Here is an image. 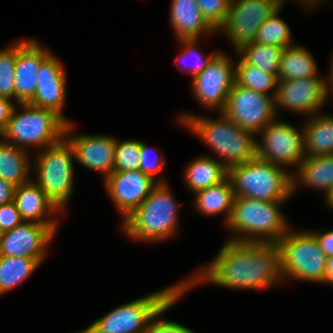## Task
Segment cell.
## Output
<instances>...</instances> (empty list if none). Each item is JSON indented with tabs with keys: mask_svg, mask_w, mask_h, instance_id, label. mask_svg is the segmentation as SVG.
I'll use <instances>...</instances> for the list:
<instances>
[{
	"mask_svg": "<svg viewBox=\"0 0 333 333\" xmlns=\"http://www.w3.org/2000/svg\"><path fill=\"white\" fill-rule=\"evenodd\" d=\"M325 198H326V203L328 204V206L333 208V187Z\"/></svg>",
	"mask_w": 333,
	"mask_h": 333,
	"instance_id": "ee69618b",
	"label": "cell"
},
{
	"mask_svg": "<svg viewBox=\"0 0 333 333\" xmlns=\"http://www.w3.org/2000/svg\"><path fill=\"white\" fill-rule=\"evenodd\" d=\"M317 239L320 249L327 257L333 255V230L327 232H311Z\"/></svg>",
	"mask_w": 333,
	"mask_h": 333,
	"instance_id": "ab89813d",
	"label": "cell"
},
{
	"mask_svg": "<svg viewBox=\"0 0 333 333\" xmlns=\"http://www.w3.org/2000/svg\"><path fill=\"white\" fill-rule=\"evenodd\" d=\"M40 264L33 258L0 256V295L25 281Z\"/></svg>",
	"mask_w": 333,
	"mask_h": 333,
	"instance_id": "83f0119b",
	"label": "cell"
},
{
	"mask_svg": "<svg viewBox=\"0 0 333 333\" xmlns=\"http://www.w3.org/2000/svg\"><path fill=\"white\" fill-rule=\"evenodd\" d=\"M179 121L221 156L227 169L257 157L255 134L241 129L223 113L218 120L185 113Z\"/></svg>",
	"mask_w": 333,
	"mask_h": 333,
	"instance_id": "7a4b0ae2",
	"label": "cell"
},
{
	"mask_svg": "<svg viewBox=\"0 0 333 333\" xmlns=\"http://www.w3.org/2000/svg\"><path fill=\"white\" fill-rule=\"evenodd\" d=\"M19 107L22 113L17 112L15 106L7 128L0 135L8 140L6 142L25 150L29 145L43 150L64 138L67 122L55 111L30 103H19Z\"/></svg>",
	"mask_w": 333,
	"mask_h": 333,
	"instance_id": "8992f818",
	"label": "cell"
},
{
	"mask_svg": "<svg viewBox=\"0 0 333 333\" xmlns=\"http://www.w3.org/2000/svg\"><path fill=\"white\" fill-rule=\"evenodd\" d=\"M171 25L180 39H198L201 33L216 30L206 21L196 0H172Z\"/></svg>",
	"mask_w": 333,
	"mask_h": 333,
	"instance_id": "44dd1931",
	"label": "cell"
},
{
	"mask_svg": "<svg viewBox=\"0 0 333 333\" xmlns=\"http://www.w3.org/2000/svg\"><path fill=\"white\" fill-rule=\"evenodd\" d=\"M23 221L14 201L0 205V234L10 231Z\"/></svg>",
	"mask_w": 333,
	"mask_h": 333,
	"instance_id": "8d00e7d4",
	"label": "cell"
},
{
	"mask_svg": "<svg viewBox=\"0 0 333 333\" xmlns=\"http://www.w3.org/2000/svg\"><path fill=\"white\" fill-rule=\"evenodd\" d=\"M330 79H329V83L326 82V96L328 98V94H330V90L331 92L333 91V59H332V62H331V67H330ZM330 84V85H329Z\"/></svg>",
	"mask_w": 333,
	"mask_h": 333,
	"instance_id": "7bdbcfd3",
	"label": "cell"
},
{
	"mask_svg": "<svg viewBox=\"0 0 333 333\" xmlns=\"http://www.w3.org/2000/svg\"><path fill=\"white\" fill-rule=\"evenodd\" d=\"M17 44L0 50V97L15 98L14 72Z\"/></svg>",
	"mask_w": 333,
	"mask_h": 333,
	"instance_id": "1f68e13d",
	"label": "cell"
},
{
	"mask_svg": "<svg viewBox=\"0 0 333 333\" xmlns=\"http://www.w3.org/2000/svg\"><path fill=\"white\" fill-rule=\"evenodd\" d=\"M104 181L110 199L124 220L148 197L158 183H165L164 178L153 179L139 169L113 171Z\"/></svg>",
	"mask_w": 333,
	"mask_h": 333,
	"instance_id": "5bb4252c",
	"label": "cell"
},
{
	"mask_svg": "<svg viewBox=\"0 0 333 333\" xmlns=\"http://www.w3.org/2000/svg\"><path fill=\"white\" fill-rule=\"evenodd\" d=\"M302 3H305V5H307L308 7L311 5L313 6V4H317V2H320L321 0H298Z\"/></svg>",
	"mask_w": 333,
	"mask_h": 333,
	"instance_id": "f6af8a7d",
	"label": "cell"
},
{
	"mask_svg": "<svg viewBox=\"0 0 333 333\" xmlns=\"http://www.w3.org/2000/svg\"><path fill=\"white\" fill-rule=\"evenodd\" d=\"M274 100L276 113L280 105L295 112L316 114L327 100L326 81L319 76L278 80Z\"/></svg>",
	"mask_w": 333,
	"mask_h": 333,
	"instance_id": "2e32d148",
	"label": "cell"
},
{
	"mask_svg": "<svg viewBox=\"0 0 333 333\" xmlns=\"http://www.w3.org/2000/svg\"><path fill=\"white\" fill-rule=\"evenodd\" d=\"M16 186L0 178V205L14 201Z\"/></svg>",
	"mask_w": 333,
	"mask_h": 333,
	"instance_id": "60d3db41",
	"label": "cell"
},
{
	"mask_svg": "<svg viewBox=\"0 0 333 333\" xmlns=\"http://www.w3.org/2000/svg\"><path fill=\"white\" fill-rule=\"evenodd\" d=\"M183 288L149 323L145 333H195L189 328L174 321L157 319L165 310L169 309L185 293Z\"/></svg>",
	"mask_w": 333,
	"mask_h": 333,
	"instance_id": "d590c367",
	"label": "cell"
},
{
	"mask_svg": "<svg viewBox=\"0 0 333 333\" xmlns=\"http://www.w3.org/2000/svg\"><path fill=\"white\" fill-rule=\"evenodd\" d=\"M14 107L11 99L0 97V135L7 128Z\"/></svg>",
	"mask_w": 333,
	"mask_h": 333,
	"instance_id": "f35d334b",
	"label": "cell"
},
{
	"mask_svg": "<svg viewBox=\"0 0 333 333\" xmlns=\"http://www.w3.org/2000/svg\"><path fill=\"white\" fill-rule=\"evenodd\" d=\"M333 285V255L327 257L325 284Z\"/></svg>",
	"mask_w": 333,
	"mask_h": 333,
	"instance_id": "b9f144b4",
	"label": "cell"
},
{
	"mask_svg": "<svg viewBox=\"0 0 333 333\" xmlns=\"http://www.w3.org/2000/svg\"><path fill=\"white\" fill-rule=\"evenodd\" d=\"M235 84V67L223 53H217L207 67L192 78L195 97L204 106L224 110L228 94Z\"/></svg>",
	"mask_w": 333,
	"mask_h": 333,
	"instance_id": "4fadbf2b",
	"label": "cell"
},
{
	"mask_svg": "<svg viewBox=\"0 0 333 333\" xmlns=\"http://www.w3.org/2000/svg\"><path fill=\"white\" fill-rule=\"evenodd\" d=\"M72 124L71 121L67 123L65 138L74 150L75 159L90 170L103 172L104 178L108 177L114 171L117 140L112 136L102 134L70 136L69 131L73 128ZM66 135L69 136L67 137Z\"/></svg>",
	"mask_w": 333,
	"mask_h": 333,
	"instance_id": "e0dca14e",
	"label": "cell"
},
{
	"mask_svg": "<svg viewBox=\"0 0 333 333\" xmlns=\"http://www.w3.org/2000/svg\"><path fill=\"white\" fill-rule=\"evenodd\" d=\"M141 141L117 139L115 147L114 171L137 170L140 165Z\"/></svg>",
	"mask_w": 333,
	"mask_h": 333,
	"instance_id": "d6a6232c",
	"label": "cell"
},
{
	"mask_svg": "<svg viewBox=\"0 0 333 333\" xmlns=\"http://www.w3.org/2000/svg\"><path fill=\"white\" fill-rule=\"evenodd\" d=\"M57 226L23 221L10 231L0 234V256L33 258L41 263Z\"/></svg>",
	"mask_w": 333,
	"mask_h": 333,
	"instance_id": "9a60e30c",
	"label": "cell"
},
{
	"mask_svg": "<svg viewBox=\"0 0 333 333\" xmlns=\"http://www.w3.org/2000/svg\"><path fill=\"white\" fill-rule=\"evenodd\" d=\"M281 203L235 197L227 227L243 235L229 241L278 243L288 232L287 222L279 209Z\"/></svg>",
	"mask_w": 333,
	"mask_h": 333,
	"instance_id": "3957f363",
	"label": "cell"
},
{
	"mask_svg": "<svg viewBox=\"0 0 333 333\" xmlns=\"http://www.w3.org/2000/svg\"><path fill=\"white\" fill-rule=\"evenodd\" d=\"M222 113L241 129L258 134L277 118L274 96L236 84L231 88Z\"/></svg>",
	"mask_w": 333,
	"mask_h": 333,
	"instance_id": "8fae6325",
	"label": "cell"
},
{
	"mask_svg": "<svg viewBox=\"0 0 333 333\" xmlns=\"http://www.w3.org/2000/svg\"><path fill=\"white\" fill-rule=\"evenodd\" d=\"M304 125L305 158L333 154V117L313 116Z\"/></svg>",
	"mask_w": 333,
	"mask_h": 333,
	"instance_id": "603a6c76",
	"label": "cell"
},
{
	"mask_svg": "<svg viewBox=\"0 0 333 333\" xmlns=\"http://www.w3.org/2000/svg\"><path fill=\"white\" fill-rule=\"evenodd\" d=\"M206 21L218 31L224 23L230 0H196Z\"/></svg>",
	"mask_w": 333,
	"mask_h": 333,
	"instance_id": "836d02e7",
	"label": "cell"
},
{
	"mask_svg": "<svg viewBox=\"0 0 333 333\" xmlns=\"http://www.w3.org/2000/svg\"><path fill=\"white\" fill-rule=\"evenodd\" d=\"M281 8L264 22L253 42L264 45H277L289 47L291 45V32L289 26L282 19L277 17Z\"/></svg>",
	"mask_w": 333,
	"mask_h": 333,
	"instance_id": "4dcf8cb0",
	"label": "cell"
},
{
	"mask_svg": "<svg viewBox=\"0 0 333 333\" xmlns=\"http://www.w3.org/2000/svg\"><path fill=\"white\" fill-rule=\"evenodd\" d=\"M50 54L49 50L43 49L34 39L17 42L14 84L18 104L28 103L34 97L39 67Z\"/></svg>",
	"mask_w": 333,
	"mask_h": 333,
	"instance_id": "ac0fdd59",
	"label": "cell"
},
{
	"mask_svg": "<svg viewBox=\"0 0 333 333\" xmlns=\"http://www.w3.org/2000/svg\"><path fill=\"white\" fill-rule=\"evenodd\" d=\"M281 253V274L325 283L327 256L311 232H288L277 243Z\"/></svg>",
	"mask_w": 333,
	"mask_h": 333,
	"instance_id": "9c48e42d",
	"label": "cell"
},
{
	"mask_svg": "<svg viewBox=\"0 0 333 333\" xmlns=\"http://www.w3.org/2000/svg\"><path fill=\"white\" fill-rule=\"evenodd\" d=\"M235 197L284 202L292 193V175L256 157L227 169Z\"/></svg>",
	"mask_w": 333,
	"mask_h": 333,
	"instance_id": "5b68a950",
	"label": "cell"
},
{
	"mask_svg": "<svg viewBox=\"0 0 333 333\" xmlns=\"http://www.w3.org/2000/svg\"><path fill=\"white\" fill-rule=\"evenodd\" d=\"M317 72L316 62L307 49L292 45L283 50L277 73L278 80L316 77L319 74Z\"/></svg>",
	"mask_w": 333,
	"mask_h": 333,
	"instance_id": "484cf974",
	"label": "cell"
},
{
	"mask_svg": "<svg viewBox=\"0 0 333 333\" xmlns=\"http://www.w3.org/2000/svg\"><path fill=\"white\" fill-rule=\"evenodd\" d=\"M197 39H180L181 44L183 45L184 51L182 53H180L178 55V59L177 62H179V60L184 58H188L190 56H192L191 58H194V61L190 64V66H183L180 68L181 71H189L192 73L194 78L195 76H197L198 74H200L206 67L207 65L210 63V61L212 60V58L217 54V53H213L211 56L206 57L205 59L201 56V53L199 54V52H197V46H196V42ZM179 64V63H178Z\"/></svg>",
	"mask_w": 333,
	"mask_h": 333,
	"instance_id": "e575fe53",
	"label": "cell"
},
{
	"mask_svg": "<svg viewBox=\"0 0 333 333\" xmlns=\"http://www.w3.org/2000/svg\"><path fill=\"white\" fill-rule=\"evenodd\" d=\"M152 150L143 142L140 146V165L139 170L155 179V174L162 170L165 161L159 157H151Z\"/></svg>",
	"mask_w": 333,
	"mask_h": 333,
	"instance_id": "74e56055",
	"label": "cell"
},
{
	"mask_svg": "<svg viewBox=\"0 0 333 333\" xmlns=\"http://www.w3.org/2000/svg\"><path fill=\"white\" fill-rule=\"evenodd\" d=\"M235 84L266 95H269L267 92L273 89L274 91L271 95L275 97L278 78L273 73H268L257 66L246 64L240 58L235 66Z\"/></svg>",
	"mask_w": 333,
	"mask_h": 333,
	"instance_id": "f546056e",
	"label": "cell"
},
{
	"mask_svg": "<svg viewBox=\"0 0 333 333\" xmlns=\"http://www.w3.org/2000/svg\"><path fill=\"white\" fill-rule=\"evenodd\" d=\"M285 47L249 42L242 45L238 56L246 63L277 76L282 52Z\"/></svg>",
	"mask_w": 333,
	"mask_h": 333,
	"instance_id": "f1b7e54d",
	"label": "cell"
},
{
	"mask_svg": "<svg viewBox=\"0 0 333 333\" xmlns=\"http://www.w3.org/2000/svg\"><path fill=\"white\" fill-rule=\"evenodd\" d=\"M260 133L262 142L256 143L259 159L280 167L288 164L298 167L305 159L303 129L300 132L298 128L275 119Z\"/></svg>",
	"mask_w": 333,
	"mask_h": 333,
	"instance_id": "7c38bea8",
	"label": "cell"
},
{
	"mask_svg": "<svg viewBox=\"0 0 333 333\" xmlns=\"http://www.w3.org/2000/svg\"><path fill=\"white\" fill-rule=\"evenodd\" d=\"M298 180L292 175V193L301 181L304 185L325 190V197L333 187V154L306 157L297 167Z\"/></svg>",
	"mask_w": 333,
	"mask_h": 333,
	"instance_id": "7402d4cb",
	"label": "cell"
},
{
	"mask_svg": "<svg viewBox=\"0 0 333 333\" xmlns=\"http://www.w3.org/2000/svg\"><path fill=\"white\" fill-rule=\"evenodd\" d=\"M25 149L17 148L12 143L0 140V178L16 187L28 182L30 161Z\"/></svg>",
	"mask_w": 333,
	"mask_h": 333,
	"instance_id": "d4e9b609",
	"label": "cell"
},
{
	"mask_svg": "<svg viewBox=\"0 0 333 333\" xmlns=\"http://www.w3.org/2000/svg\"><path fill=\"white\" fill-rule=\"evenodd\" d=\"M227 177V168L211 157H199L185 170V180L189 188L197 192L223 181Z\"/></svg>",
	"mask_w": 333,
	"mask_h": 333,
	"instance_id": "4316f807",
	"label": "cell"
},
{
	"mask_svg": "<svg viewBox=\"0 0 333 333\" xmlns=\"http://www.w3.org/2000/svg\"><path fill=\"white\" fill-rule=\"evenodd\" d=\"M282 280L277 243L227 241L217 257L195 277L183 281L184 289L199 282L238 289H264Z\"/></svg>",
	"mask_w": 333,
	"mask_h": 333,
	"instance_id": "6da1fadb",
	"label": "cell"
},
{
	"mask_svg": "<svg viewBox=\"0 0 333 333\" xmlns=\"http://www.w3.org/2000/svg\"><path fill=\"white\" fill-rule=\"evenodd\" d=\"M37 78L34 97L28 103L53 110L69 123L70 120L61 113L66 97V75L61 63L52 53L41 63Z\"/></svg>",
	"mask_w": 333,
	"mask_h": 333,
	"instance_id": "d6986e66",
	"label": "cell"
},
{
	"mask_svg": "<svg viewBox=\"0 0 333 333\" xmlns=\"http://www.w3.org/2000/svg\"><path fill=\"white\" fill-rule=\"evenodd\" d=\"M14 202L24 221L57 225V218H47V216L62 213L43 190L31 180L15 188Z\"/></svg>",
	"mask_w": 333,
	"mask_h": 333,
	"instance_id": "ffe728a7",
	"label": "cell"
},
{
	"mask_svg": "<svg viewBox=\"0 0 333 333\" xmlns=\"http://www.w3.org/2000/svg\"><path fill=\"white\" fill-rule=\"evenodd\" d=\"M37 154L35 160L37 179L35 183L53 204L63 212L73 193L74 150L64 137L58 143L46 147Z\"/></svg>",
	"mask_w": 333,
	"mask_h": 333,
	"instance_id": "ba28073f",
	"label": "cell"
},
{
	"mask_svg": "<svg viewBox=\"0 0 333 333\" xmlns=\"http://www.w3.org/2000/svg\"><path fill=\"white\" fill-rule=\"evenodd\" d=\"M177 206L167 182L158 183L148 197L123 221V230L128 236L147 242L170 238L177 230Z\"/></svg>",
	"mask_w": 333,
	"mask_h": 333,
	"instance_id": "277c9868",
	"label": "cell"
},
{
	"mask_svg": "<svg viewBox=\"0 0 333 333\" xmlns=\"http://www.w3.org/2000/svg\"><path fill=\"white\" fill-rule=\"evenodd\" d=\"M195 193V206L199 212L205 215L226 213L225 222L226 224L228 223L235 199L234 191L228 177L216 185L201 189Z\"/></svg>",
	"mask_w": 333,
	"mask_h": 333,
	"instance_id": "cb8c5ba5",
	"label": "cell"
},
{
	"mask_svg": "<svg viewBox=\"0 0 333 333\" xmlns=\"http://www.w3.org/2000/svg\"><path fill=\"white\" fill-rule=\"evenodd\" d=\"M285 0H230L223 31L235 49L253 42L260 26L282 8Z\"/></svg>",
	"mask_w": 333,
	"mask_h": 333,
	"instance_id": "30bf717a",
	"label": "cell"
},
{
	"mask_svg": "<svg viewBox=\"0 0 333 333\" xmlns=\"http://www.w3.org/2000/svg\"><path fill=\"white\" fill-rule=\"evenodd\" d=\"M184 288L183 281L123 304L81 333H145L150 321Z\"/></svg>",
	"mask_w": 333,
	"mask_h": 333,
	"instance_id": "52a82bcc",
	"label": "cell"
}]
</instances>
